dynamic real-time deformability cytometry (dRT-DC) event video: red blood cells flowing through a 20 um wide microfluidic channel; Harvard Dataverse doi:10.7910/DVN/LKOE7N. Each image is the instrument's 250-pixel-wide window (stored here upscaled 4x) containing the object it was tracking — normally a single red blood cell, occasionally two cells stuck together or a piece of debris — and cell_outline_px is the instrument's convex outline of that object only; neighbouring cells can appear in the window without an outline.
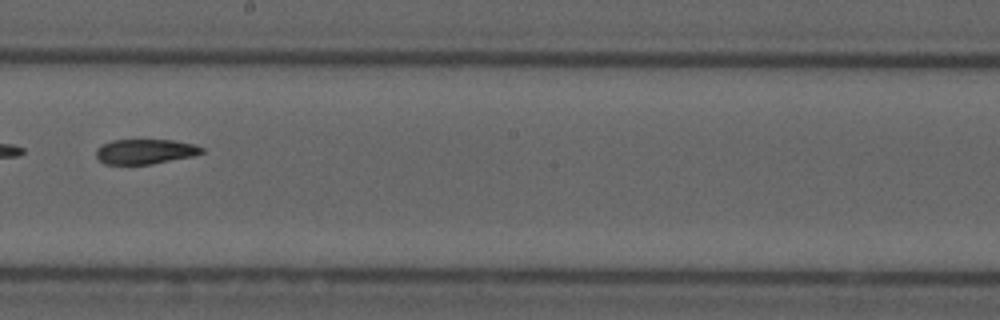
{"species": "common noctule bat (a hibernating species)", "species_latin": "Nyctalus noctula", "temperature_condition": "cold", "stored_images_in_passage": 9, "camera_frame_rate_fps": 3000, "um_per_image_px": 0.085, "animal": {"sex": "male", "forearm_length_mm": 52.5}, "frame": {"image": 1, "passage_image": 9, "time_ms": 9.667, "image_size_px": [1000, 320], "cell_outline_px": [[204, 152], [192, 156], [152, 164], [104, 164], [96, 156], [96, 148], [112, 140], [172, 140], [192, 144], [204, 148]], "centroid_in_image_um": [12.32, 12.88], "position_along_channel_um": 235.9, "area_um2": 15.2}}